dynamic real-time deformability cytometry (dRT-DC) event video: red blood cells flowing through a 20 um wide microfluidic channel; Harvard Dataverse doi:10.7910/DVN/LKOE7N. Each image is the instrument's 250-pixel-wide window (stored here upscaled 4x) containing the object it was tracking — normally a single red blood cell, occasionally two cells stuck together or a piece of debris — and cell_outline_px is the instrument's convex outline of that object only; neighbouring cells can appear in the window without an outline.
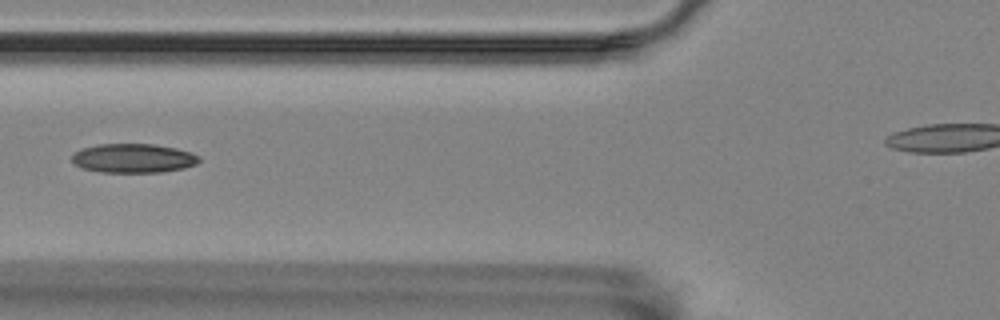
{"species": "Egyptian fruit bat (a non-hibernating species)", "species_latin": "Rousettus aegyptiacus", "temperature_condition": "room temperature", "stored_images_in_passage": 8, "camera_frame_rate_fps": 3000, "um_per_image_px": 0.085, "animal": {"sex": "female"}, "frame": {"image": 1, "passage_image": 6, "time_ms": 1.667, "image_size_px": [1000, 320], "cell_outline_px": [[200, 160], [196, 164], [184, 168], [160, 172], [100, 172], [80, 168], [72, 160], [72, 156], [80, 148], [100, 144], [152, 144], [176, 148], [192, 152], [200, 156]], "centroid_in_image_um": [11.34, 13.45], "position_along_channel_um": 114.5, "area_um2": 21.62}}